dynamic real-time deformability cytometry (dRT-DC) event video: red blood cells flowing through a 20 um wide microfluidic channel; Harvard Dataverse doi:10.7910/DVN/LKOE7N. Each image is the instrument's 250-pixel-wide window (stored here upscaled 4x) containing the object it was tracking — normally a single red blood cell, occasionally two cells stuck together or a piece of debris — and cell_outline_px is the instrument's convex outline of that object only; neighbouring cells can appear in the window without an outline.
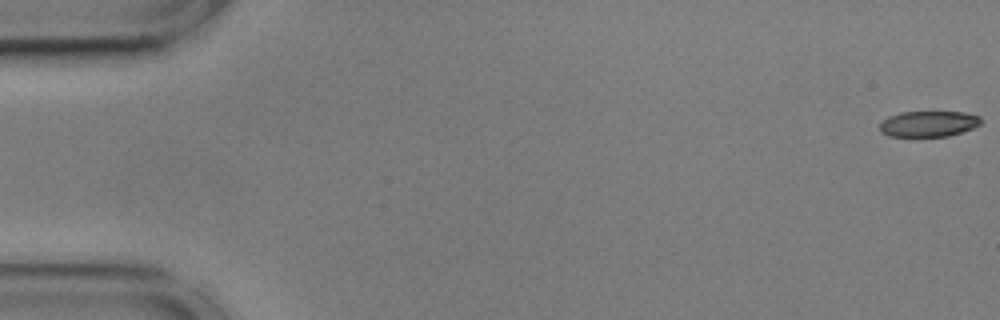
{"species": "common noctule bat (a hibernating species)", "species_latin": "Nyctalus noctula", "temperature_condition": "cold", "stored_images_in_passage": 56, "camera_frame_rate_fps": 3000, "um_per_image_px": 0.085, "animal": {"sex": "male", "body_mass_g": 17.9, "forearm_length_mm": 54.2}, "frame": {"image": 1, "passage_image": 1, "time_ms": 0.0, "image_size_px": [1000, 320], "cell_outline_px": [[980, 124], [972, 128], [948, 136], [888, 136], [880, 132], [880, 124], [888, 116], [900, 112], [964, 112], [980, 116]], "centroid_in_image_um": [78.9, 10.52], "position_along_channel_um": 6.1, "area_um2": 15.09}}
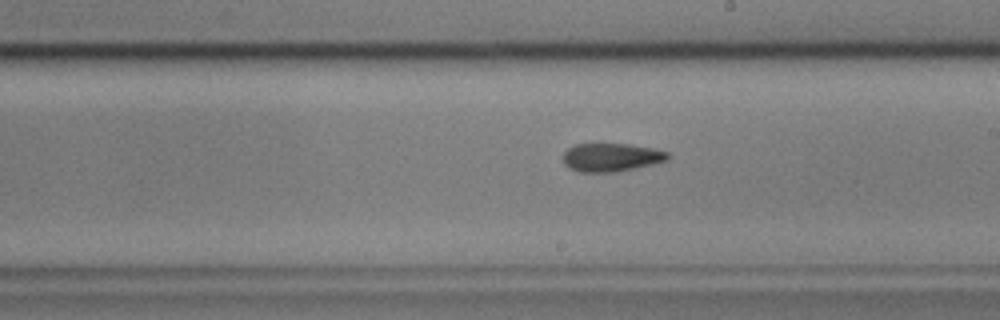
{"frame": {"image": 2, "passage_image": 32, "time_ms": 10.333, "image_size_px": [1000, 320], "cell_outline_px": [[668, 160], [636, 168], [616, 172], [580, 172], [568, 168], [564, 164], [564, 152], [568, 148], [576, 144], [628, 144], [652, 148], [668, 152]], "centroid_in_image_um": [51.94, 13.38], "position_along_channel_um": 237.1, "area_um2": 17.22}}
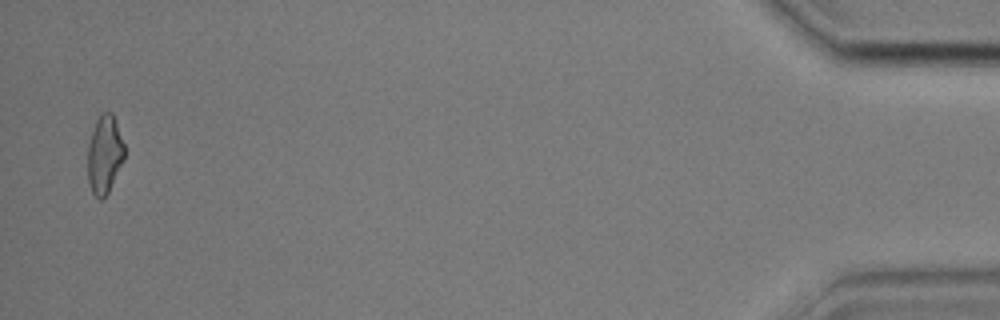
{"frame": {"image": 3, "passage_image": 55, "time_ms": 18.0, "image_size_px": [1000, 320], "cell_outline_px": [[124, 160], [108, 192], [100, 200], [92, 192], [88, 184], [88, 144], [96, 120], [104, 112], [112, 112], [124, 144]], "centroid_in_image_um": [8.88, 13.15], "position_along_channel_um": 426.3, "area_um2": 16.53}, "authors_computed_cell_mechanics": {"area_um2": 17.1088, "velocity_mm_per_s": 3.6026, "shape_relaxation_time_tau1_ms": null, "shape_relaxation_time_tau2_ms": 4.5742, "deformation_change_tau1": null, "deformation_change_tau2": 0.1265}}